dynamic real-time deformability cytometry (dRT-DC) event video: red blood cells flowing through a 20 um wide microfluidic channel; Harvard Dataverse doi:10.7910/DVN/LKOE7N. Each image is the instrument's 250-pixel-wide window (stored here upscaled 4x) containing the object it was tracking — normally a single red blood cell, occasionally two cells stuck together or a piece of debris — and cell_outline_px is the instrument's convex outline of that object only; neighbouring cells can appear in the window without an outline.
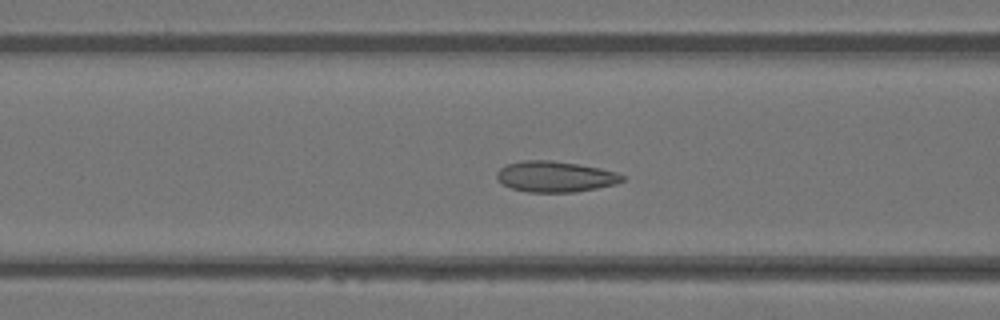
{"species": "Egyptian fruit bat (a non-hibernating species)", "species_latin": "Rousettus aegyptiacus", "temperature_condition": "warm", "stored_images_in_passage": 49, "camera_frame_rate_fps": 3000, "um_per_image_px": 0.085, "animal": {"sex": "female"}, "frame": {"image": 1, "passage_image": 19, "time_ms": 6.0, "image_size_px": [1000, 320], "cell_outline_px": [[624, 180], [616, 184], [576, 192], [528, 192], [512, 188], [496, 180], [496, 172], [500, 168], [508, 164], [524, 160], [552, 160], [600, 168], [616, 172], [624, 176]], "centroid_in_image_um": [47.18, 15.01], "position_along_channel_um": 119.4, "area_um2": 22.48}}
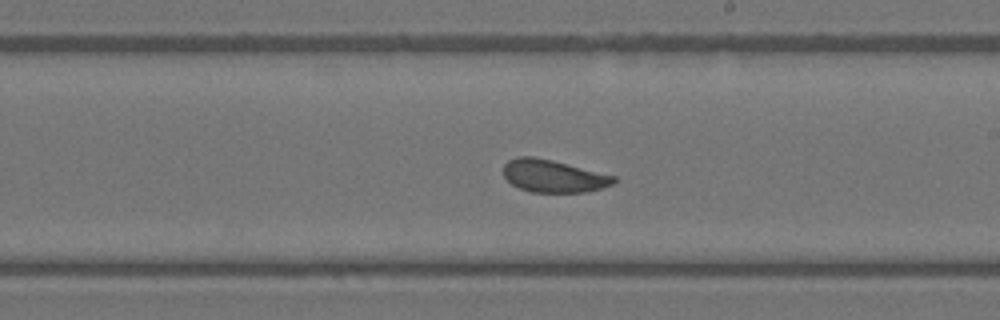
{"frame": {"image": 2, "passage_image": 28, "time_ms": 9.0, "image_size_px": [1000, 320], "cell_outline_px": [[616, 180], [612, 184], [600, 188], [584, 192], [532, 192], [520, 188], [512, 184], [504, 176], [504, 164], [508, 160], [516, 156], [532, 156], [552, 160], [616, 176]], "centroid_in_image_um": [47.01, 14.95], "position_along_channel_um": 242.0, "area_um2": 20.75}}
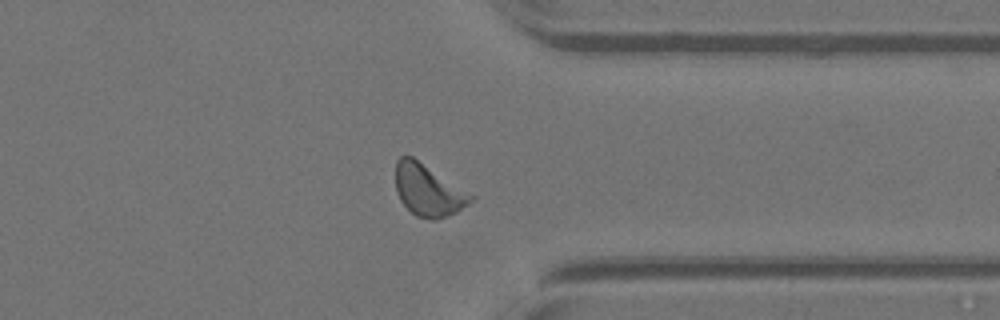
{"frame": {"image": 3, "passage_image": 38, "time_ms": 12.333, "image_size_px": [1000, 320], "cell_outline_px": [[476, 196], [468, 204], [456, 212], [448, 216], [436, 220], [432, 220], [416, 216], [400, 200], [396, 192], [396, 160], [400, 156], [412, 156]], "centroid_in_image_um": [36.4, 16.17], "position_along_channel_um": 375.0, "area_um2": 22.66}, "authors_computed_cell_mechanics": {"area_um2": 21.7328, "velocity_mm_per_s": 4.099, "shape_relaxation_time_tau1_ms": 3.5819, "shape_relaxation_time_tau2_ms": 1.7054, "deformation_change_tau1": 0.0688, "deformation_change_tau2": 0.0689}}